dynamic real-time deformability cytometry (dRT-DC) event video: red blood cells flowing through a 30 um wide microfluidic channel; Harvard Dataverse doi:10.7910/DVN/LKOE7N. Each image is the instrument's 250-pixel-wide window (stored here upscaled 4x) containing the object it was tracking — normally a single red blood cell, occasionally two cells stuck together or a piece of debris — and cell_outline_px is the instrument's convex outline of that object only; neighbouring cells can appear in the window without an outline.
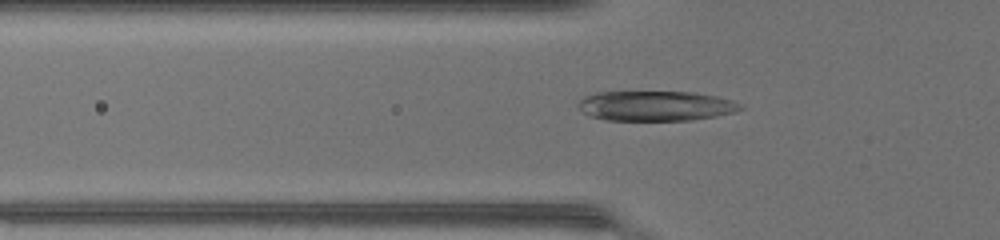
{"species": "common noctule bat (a hibernating species)", "species_latin": "Nyctalus noctula", "temperature_condition": "warm", "stored_images_in_passage": 36, "camera_frame_rate_fps": 3000, "um_per_image_px": 0.085, "animal": {"sex": "female", "body_mass_g": 17.0, "forearm_length_mm": 48.0}, "frame": {"image": 1, "passage_image": 6, "time_ms": 1.667, "image_size_px": [1000, 240], "cell_outline_px": [[744, 108], [736, 112], [716, 116], [692, 120], [604, 120], [592, 116], [584, 112], [576, 104], [584, 96], [596, 92], [692, 92], [716, 96], [732, 100], [740, 104]], "centroid_in_image_um": [55.74, 9.0], "position_along_channel_um": 70.1, "area_um2": 28.32}}
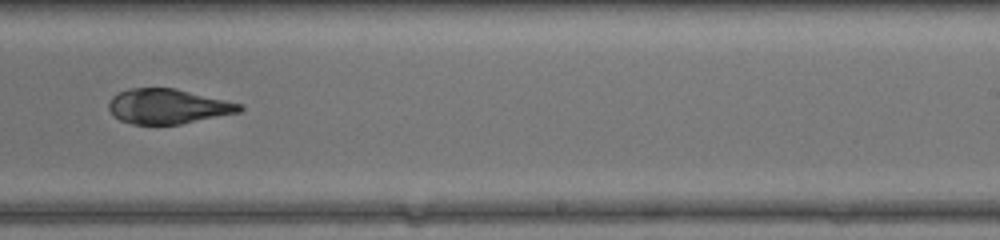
{"frame": {"image": 2, "passage_image": 20, "time_ms": 6.333, "image_size_px": [1000, 240], "cell_outline_px": [[244, 108], [240, 112], [180, 124], [132, 124], [120, 120], [108, 108], [108, 104], [112, 96], [128, 88], [176, 88], [244, 104]], "centroid_in_image_um": [14.3, 9.03], "position_along_channel_um": 274.7, "area_um2": 26.59}}
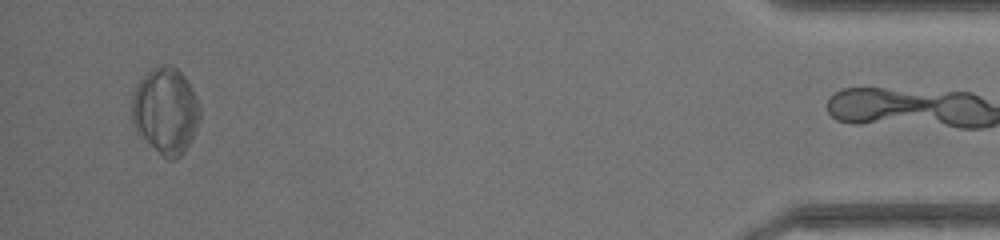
{"frame": {"image": 3, "passage_image": 35, "time_ms": 11.333, "image_size_px": [1000, 240], "cell_outline_px": [[200, 120], [192, 140], [184, 152], [176, 160], [168, 160], [140, 136], [136, 132], [132, 120], [132, 96], [136, 84], [148, 72], [164, 64], [168, 64], [176, 68], [184, 76], [192, 88], [196, 96], [200, 108]], "centroid_in_image_um": [14.08, 9.44], "position_along_channel_um": 421.1, "area_um2": 34.28}, "authors_computed_cell_mechanics": {"area_um2": 28.2642, "velocity_mm_per_s": 4.3893, "shape_relaxation_time_tau1_ms": 4.6376, "shape_relaxation_time_tau2_ms": 1.0966, "deformation_change_tau1": 0.1818, "deformation_change_tau2": 0.0665}}